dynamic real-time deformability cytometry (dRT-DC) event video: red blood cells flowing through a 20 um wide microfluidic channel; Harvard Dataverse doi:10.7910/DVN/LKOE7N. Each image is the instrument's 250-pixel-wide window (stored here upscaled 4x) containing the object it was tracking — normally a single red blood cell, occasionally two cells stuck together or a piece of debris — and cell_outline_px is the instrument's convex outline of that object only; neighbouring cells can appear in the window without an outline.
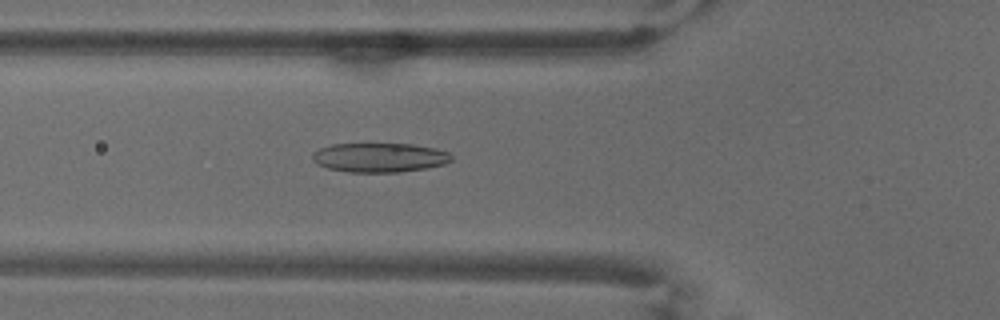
{"species": "common noctule bat (a hibernating species)", "species_latin": "Nyctalus noctula", "temperature_condition": "warm", "stored_images_in_passage": 26, "camera_frame_rate_fps": 3000, "um_per_image_px": 0.085, "animal": {"sex": "male", "body_mass_g": 18.8}, "frame": {"image": 1, "passage_image": 9, "time_ms": 2.667, "image_size_px": [1000, 320], "cell_outline_px": [[452, 160], [444, 164], [428, 168], [400, 172], [348, 172], [328, 168], [316, 164], [312, 160], [312, 152], [320, 148], [332, 144], [412, 144], [436, 148], [448, 152], [452, 156]], "centroid_in_image_um": [32.25, 13.39], "position_along_channel_um": 93.5, "area_um2": 23.87}}
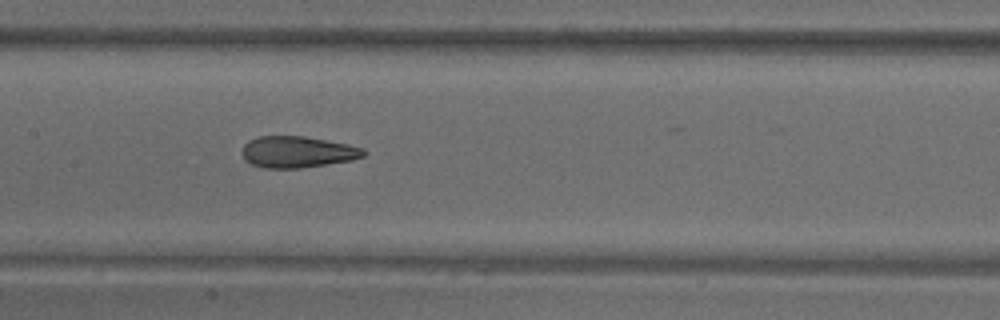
{"frame": {"image": 2, "passage_image": 16, "time_ms": 5.0, "image_size_px": [1000, 320], "cell_outline_px": [[368, 152], [364, 156], [352, 160], [300, 168], [264, 168], [252, 164], [240, 152], [244, 144], [248, 140], [256, 136], [304, 136], [348, 144], [364, 148]], "centroid_in_image_um": [25.29, 12.9], "position_along_channel_um": 182.1, "area_um2": 22.31}}
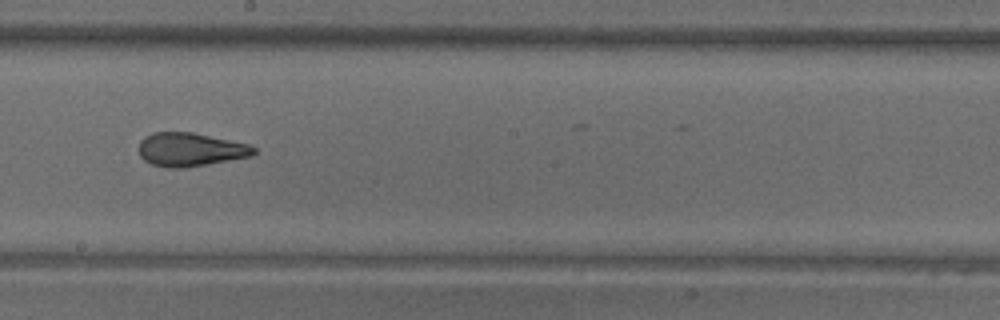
{"frame": {"image": 3, "passage_image": 20, "time_ms": 6.333, "image_size_px": [1000, 320], "cell_outline_px": [[256, 152], [252, 156], [208, 164], [184, 168], [168, 168], [152, 164], [144, 160], [140, 156], [140, 140], [144, 136], [152, 132], [192, 132], [248, 144], [256, 148]], "centroid_in_image_um": [16.17, 12.71], "position_along_channel_um": 232.0, "area_um2": 22.48}}